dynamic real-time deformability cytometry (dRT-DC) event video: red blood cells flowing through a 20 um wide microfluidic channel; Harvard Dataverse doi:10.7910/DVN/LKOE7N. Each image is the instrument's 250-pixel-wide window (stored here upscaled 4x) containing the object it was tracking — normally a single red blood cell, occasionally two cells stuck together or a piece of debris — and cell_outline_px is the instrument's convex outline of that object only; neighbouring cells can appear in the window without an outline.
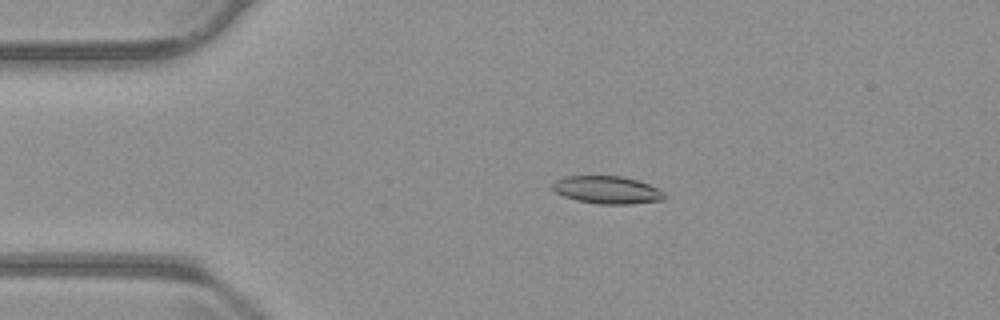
{"species": "common noctule bat (a hibernating species)", "species_latin": "Nyctalus noctula", "temperature_condition": "warm", "stored_images_in_passage": 56, "camera_frame_rate_fps": 3000, "um_per_image_px": 0.085, "animal": {"sex": "male", "body_mass_g": 23.1, "forearm_length_mm": 52.7}, "frame": {"image": 1, "passage_image": 12, "time_ms": 3.667, "image_size_px": [1000, 320], "cell_outline_px": [[664, 200], [632, 204], [596, 204], [576, 200], [564, 196], [556, 192], [552, 188], [552, 184], [556, 180], [564, 176], [620, 176], [636, 180], [648, 184], [664, 192]], "centroid_in_image_um": [51.59, 16.15], "position_along_channel_um": 33.4, "area_um2": 17.98}}
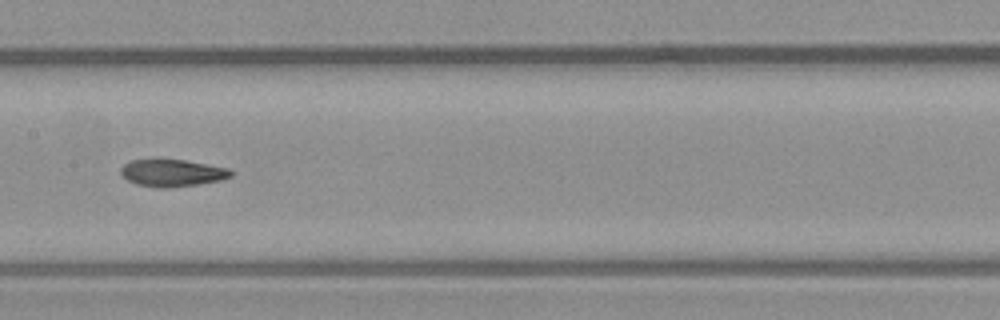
{"frame": {"image": 2, "passage_image": 28, "time_ms": 9.0, "image_size_px": [1000, 320], "cell_outline_px": [[232, 176], [220, 180], [196, 184], [168, 188], [156, 188], [136, 184], [128, 180], [120, 172], [120, 168], [124, 164], [132, 160], [152, 156], [160, 156], [188, 160], [228, 168], [232, 172]], "centroid_in_image_um": [14.57, 14.64], "position_along_channel_um": 192.8, "area_um2": 18.21}}
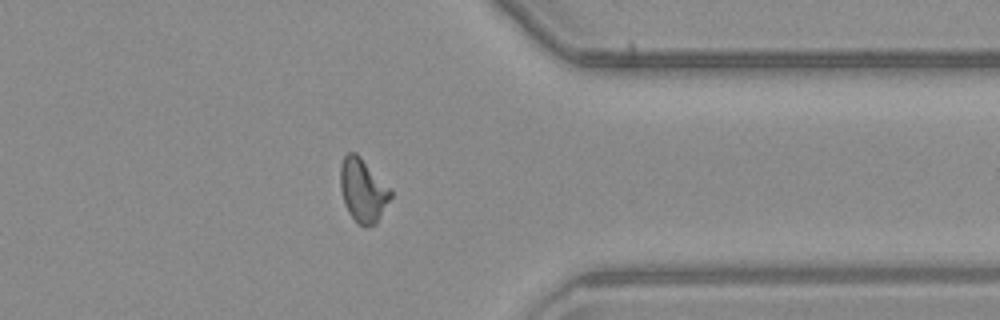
{"frame": {"image": 3, "passage_image": 44, "time_ms": 14.333, "image_size_px": [1000, 320], "cell_outline_px": [[392, 196], [376, 224], [364, 228], [356, 224], [348, 212], [344, 204], [340, 188], [340, 164], [344, 156], [348, 152], [356, 152], [392, 188]], "centroid_in_image_um": [30.85, 16.19], "position_along_channel_um": 380.5, "area_um2": 19.13}, "authors_computed_cell_mechanics": {"area_um2": 18.1781, "velocity_mm_per_s": 3.7351, "shape_relaxation_time_tau1_ms": null, "shape_relaxation_time_tau2_ms": 3.2149, "deformation_change_tau1": null, "deformation_change_tau2": 0.1012}}